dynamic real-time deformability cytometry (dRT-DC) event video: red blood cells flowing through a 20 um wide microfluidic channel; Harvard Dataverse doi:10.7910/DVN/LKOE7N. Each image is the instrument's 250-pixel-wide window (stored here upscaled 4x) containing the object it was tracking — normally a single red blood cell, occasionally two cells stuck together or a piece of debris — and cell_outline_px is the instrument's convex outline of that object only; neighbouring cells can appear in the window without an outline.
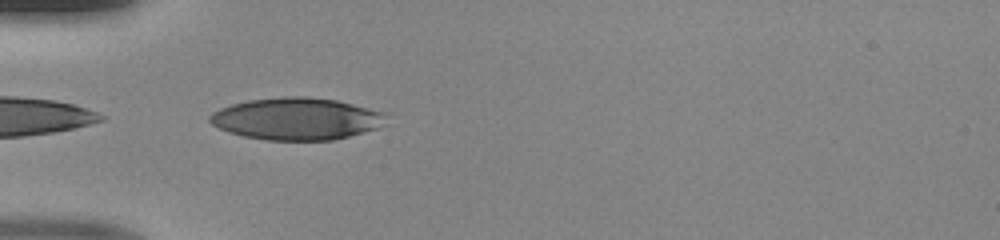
{"species": "human", "species_latin": "Homo sapiens", "temperature_condition": "room temperature", "stored_images_in_passage": 30, "camera_frame_rate_fps": 3000, "um_per_image_px": 0.085, "donor": {"sex": "male"}, "frame": {"image": 1, "passage_image": 1, "time_ms": 0.0, "image_size_px": [1000, 240], "cell_outline_px": [[384, 116], [376, 128], [364, 132], [332, 140], [268, 140], [244, 136], [228, 132], [212, 124], [208, 120], [208, 116], [212, 112], [220, 108], [232, 104], [248, 100], [284, 96], [308, 96], [336, 100], [384, 112]], "centroid_in_image_um": [25.12, 10.09], "position_along_channel_um": 59.9, "area_um2": 42.89}}
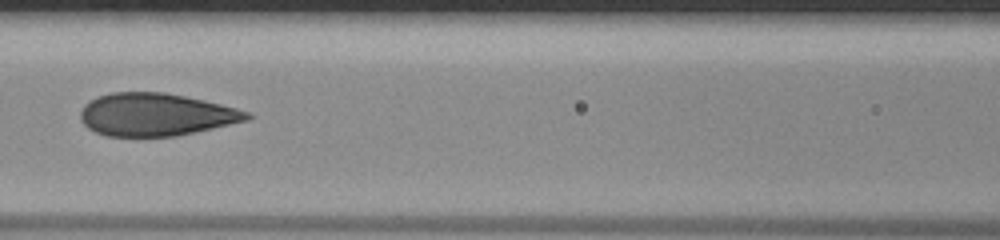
{"frame": {"image": 2, "passage_image": 8, "time_ms": 2.333, "image_size_px": [1000, 240], "cell_outline_px": [[256, 116], [248, 120], [176, 136], [108, 136], [96, 132], [88, 128], [80, 120], [80, 112], [84, 104], [96, 96], [112, 92], [164, 92], [204, 100], [252, 112]], "centroid_in_image_um": [13.25, 9.73], "position_along_channel_um": 153.3, "area_um2": 41.5}}
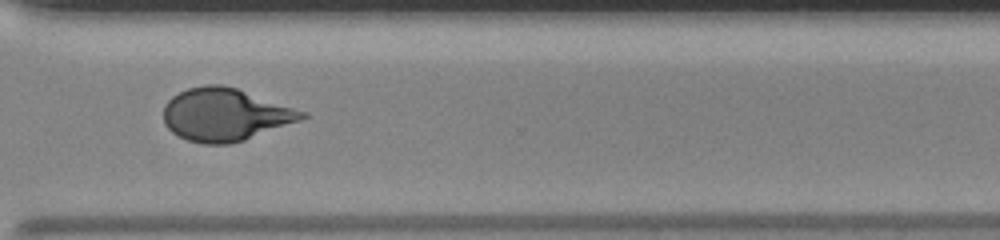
{"frame": {"image": 3, "passage_image": 22, "time_ms": 7.0, "image_size_px": [1000, 240], "cell_outline_px": [[308, 116], [300, 120], [244, 140], [228, 144], [204, 144], [188, 140], [172, 132], [164, 124], [164, 104], [172, 96], [188, 88], [204, 84], [220, 84], [236, 88], [308, 112]], "centroid_in_image_um": [19.12, 9.73], "position_along_channel_um": 351.5, "area_um2": 42.31}}